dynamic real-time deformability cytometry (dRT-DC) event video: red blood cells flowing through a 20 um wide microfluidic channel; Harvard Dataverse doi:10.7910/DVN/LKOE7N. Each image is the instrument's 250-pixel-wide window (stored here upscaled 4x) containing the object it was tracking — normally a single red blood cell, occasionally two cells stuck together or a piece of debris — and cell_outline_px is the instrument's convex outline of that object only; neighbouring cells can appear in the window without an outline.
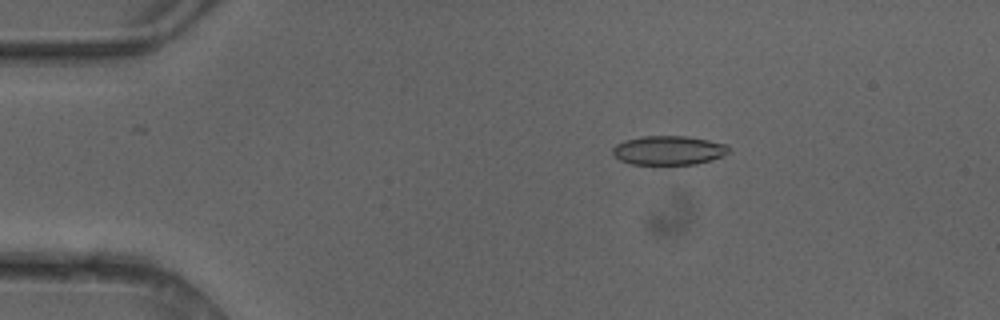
{"species": "common noctule bat (a hibernating species)", "species_latin": "Nyctalus noctula", "temperature_condition": "cold", "stored_images_in_passage": 6, "camera_frame_rate_fps": 3000, "um_per_image_px": 0.085, "animal": {"sex": "female"}, "frame": {"image": 1, "passage_image": 2, "time_ms": 0.333, "image_size_px": [1000, 320], "cell_outline_px": [[728, 152], [712, 160], [696, 164], [632, 164], [620, 160], [612, 152], [612, 148], [616, 144], [624, 140], [640, 136], [684, 136], [708, 140], [728, 144]], "centroid_in_image_um": [56.81, 12.77], "position_along_channel_um": 28.2, "area_um2": 19.59}}
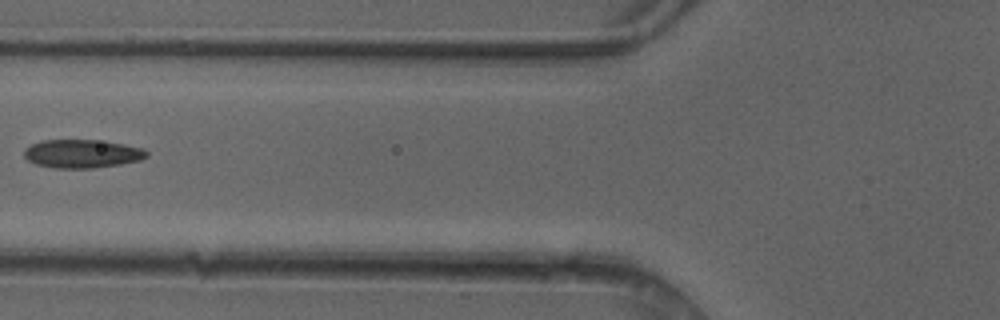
{"frame": {"image": 2, "passage_image": 5, "time_ms": 1.333, "image_size_px": [1000, 320], "cell_outline_px": [[148, 156], [140, 160], [120, 164], [92, 168], [56, 168], [36, 164], [28, 160], [24, 156], [24, 148], [40, 140], [96, 140], [124, 144], [144, 148], [148, 152]], "centroid_in_image_um": [6.98, 13.06], "position_along_channel_um": 118.8, "area_um2": 20.29}}
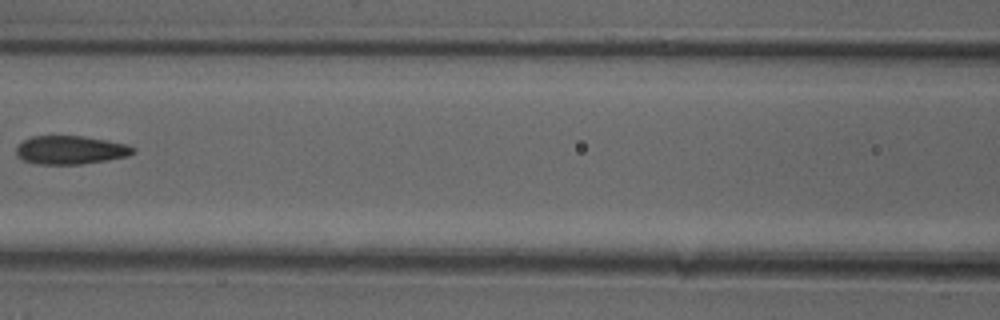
{"frame": {"image": 3, "passage_image": 6, "time_ms": 1.667, "image_size_px": [1000, 320], "cell_outline_px": [[136, 152], [128, 156], [108, 160], [80, 164], [36, 164], [24, 160], [16, 156], [16, 148], [24, 140], [32, 136], [80, 136], [108, 140], [128, 144], [136, 148]], "centroid_in_image_um": [6.03, 12.75], "position_along_channel_um": 160.6, "area_um2": 19.48}}